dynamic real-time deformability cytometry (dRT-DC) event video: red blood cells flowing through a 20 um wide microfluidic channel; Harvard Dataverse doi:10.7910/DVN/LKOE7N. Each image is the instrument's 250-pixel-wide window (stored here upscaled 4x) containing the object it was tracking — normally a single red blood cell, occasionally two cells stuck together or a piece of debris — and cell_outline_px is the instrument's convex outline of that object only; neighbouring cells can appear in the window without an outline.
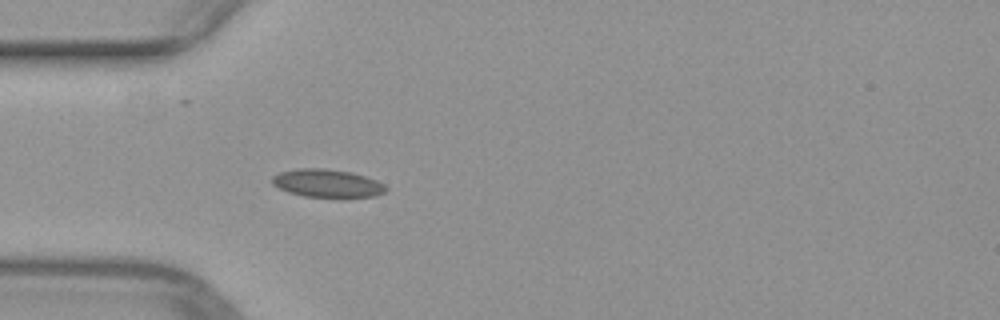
{"species": "common noctule bat (a hibernating species)", "species_latin": "Nyctalus noctula", "temperature_condition": "warm", "stored_images_in_passage": 37, "camera_frame_rate_fps": 3000, "um_per_image_px": 0.085, "animal": {"sex": "female", "body_mass_g": 29.2, "forearm_length_mm": 56.3}, "frame": {"image": 1, "passage_image": 1, "time_ms": 0.0, "image_size_px": [1000, 320], "cell_outline_px": [[388, 188], [384, 192], [376, 196], [304, 196], [288, 192], [272, 184], [272, 176], [280, 172], [296, 168], [324, 168], [352, 172], [376, 180], [384, 184]], "centroid_in_image_um": [27.79, 15.55], "position_along_channel_um": 57.2, "area_um2": 18.32}}
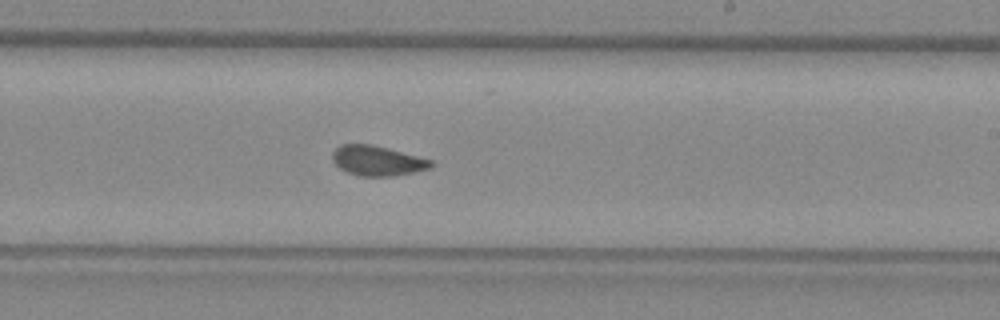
{"frame": {"image": 2, "passage_image": 16, "time_ms": 5.0, "image_size_px": [1000, 320], "cell_outline_px": [[432, 168], [392, 176], [360, 176], [348, 172], [340, 168], [332, 160], [332, 152], [340, 144], [372, 144], [388, 148], [432, 160]], "centroid_in_image_um": [32.05, 13.65], "position_along_channel_um": 256.9, "area_um2": 17.11}}
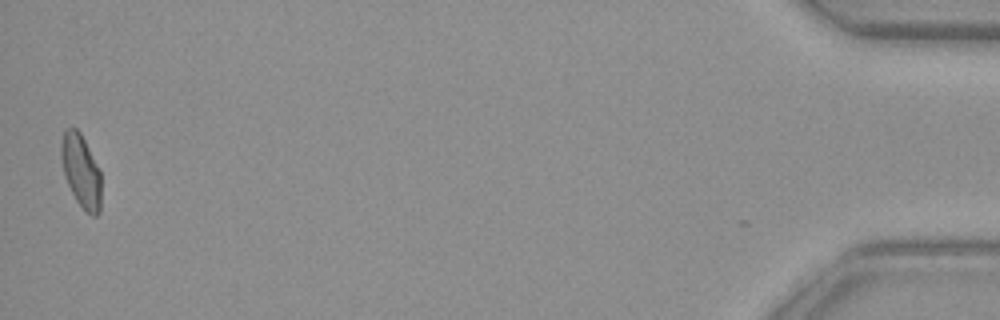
{"frame": {"image": 3, "passage_image": 36, "time_ms": 11.667, "image_size_px": [1000, 320], "cell_outline_px": [[100, 212], [96, 216], [92, 216], [76, 200], [64, 176], [60, 156], [60, 144], [64, 128], [76, 128], [80, 132], [100, 172]], "centroid_in_image_um": [6.85, 14.5], "position_along_channel_um": 428.3, "area_um2": 16.82}}